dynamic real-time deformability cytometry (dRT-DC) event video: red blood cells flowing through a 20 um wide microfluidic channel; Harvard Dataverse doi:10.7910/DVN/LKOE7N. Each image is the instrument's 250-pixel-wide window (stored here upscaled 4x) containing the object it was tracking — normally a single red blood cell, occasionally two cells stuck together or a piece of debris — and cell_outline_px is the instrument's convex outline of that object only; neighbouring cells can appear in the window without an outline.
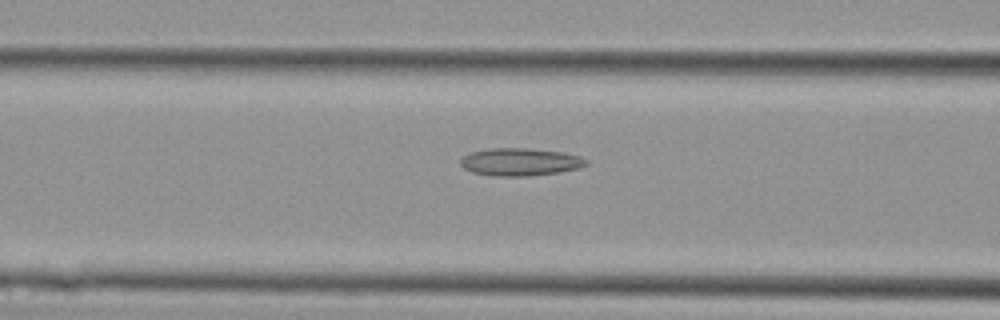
{"species": "Egyptian fruit bat (a non-hibernating species)", "species_latin": "Rousettus aegyptiacus", "temperature_condition": "cold", "stored_images_in_passage": 9, "camera_frame_rate_fps": 3000, "um_per_image_px": 0.085, "animal": {"sex": "female"}, "frame": {"image": 1, "passage_image": 8, "time_ms": 2.333, "image_size_px": [1000, 320], "cell_outline_px": [[588, 164], [580, 168], [560, 172], [528, 176], [492, 176], [472, 172], [464, 168], [460, 164], [460, 160], [468, 152], [488, 148], [528, 148], [564, 152], [580, 156], [588, 160]], "centroid_in_image_um": [44.22, 13.76], "position_along_channel_um": 122.4, "area_um2": 20.52}}